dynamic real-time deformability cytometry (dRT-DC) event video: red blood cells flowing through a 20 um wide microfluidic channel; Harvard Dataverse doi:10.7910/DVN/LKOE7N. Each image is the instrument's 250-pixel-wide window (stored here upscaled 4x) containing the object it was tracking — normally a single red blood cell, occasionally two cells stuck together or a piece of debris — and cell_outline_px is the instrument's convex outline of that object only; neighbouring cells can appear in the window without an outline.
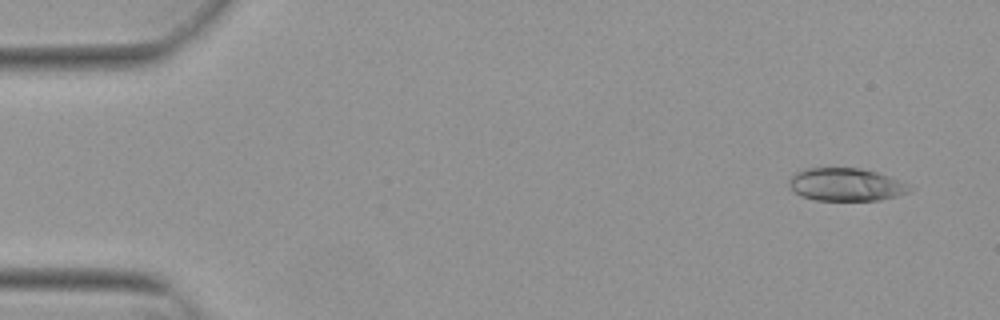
{"species": "Egyptian fruit bat (a non-hibernating species)", "species_latin": "Rousettus aegyptiacus", "temperature_condition": "warm", "stored_images_in_passage": 53, "camera_frame_rate_fps": 3000, "um_per_image_px": 0.085, "animal": {"sex": "female"}, "frame": {"image": 1, "passage_image": 4, "time_ms": 1.0, "image_size_px": [1000, 320], "cell_outline_px": [[912, 192], [880, 200], [812, 200], [800, 196], [788, 184], [788, 180], [796, 172], [804, 168], [860, 168], [876, 172], [888, 176], [908, 184]], "centroid_in_image_um": [71.89, 15.69], "position_along_channel_um": 13.1, "area_um2": 23.06}}
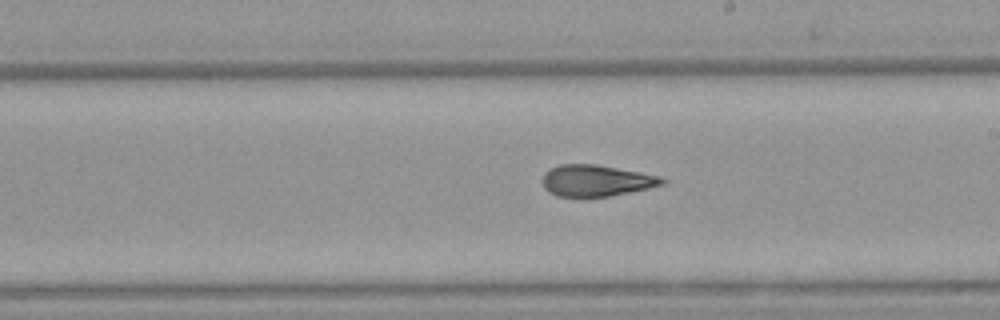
{"frame": {"image": 2, "passage_image": 31, "time_ms": 10.0, "image_size_px": [1000, 320], "cell_outline_px": [[668, 180], [664, 184], [648, 188], [608, 196], [556, 196], [548, 192], [544, 188], [540, 180], [544, 172], [560, 164], [596, 164], [640, 172], [660, 176]], "centroid_in_image_um": [50.64, 15.34], "position_along_channel_um": 238.4, "area_um2": 21.91}}
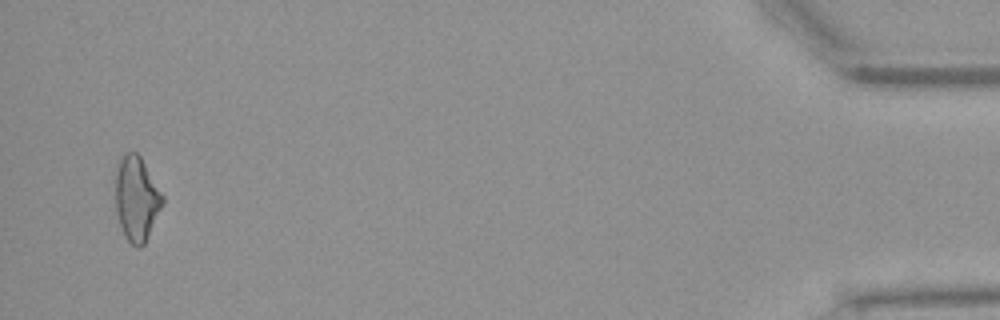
{"frame": {"image": 3, "passage_image": 52, "time_ms": 17.0, "image_size_px": [1000, 320], "cell_outline_px": [[164, 204], [144, 244], [140, 248], [136, 248], [124, 236], [116, 212], [116, 172], [120, 156], [128, 152], [136, 152], [140, 156], [164, 196]], "centroid_in_image_um": [11.62, 16.89], "position_along_channel_um": 423.6, "area_um2": 23.18}, "authors_computed_cell_mechanics": {"area_um2": 22.7154, "velocity_mm_per_s": 3.8507, "shape_relaxation_time_tau1_ms": 7.0184, "shape_relaxation_time_tau2_ms": 2.6432, "deformation_change_tau1": 0.199, "deformation_change_tau2": 0.103}}